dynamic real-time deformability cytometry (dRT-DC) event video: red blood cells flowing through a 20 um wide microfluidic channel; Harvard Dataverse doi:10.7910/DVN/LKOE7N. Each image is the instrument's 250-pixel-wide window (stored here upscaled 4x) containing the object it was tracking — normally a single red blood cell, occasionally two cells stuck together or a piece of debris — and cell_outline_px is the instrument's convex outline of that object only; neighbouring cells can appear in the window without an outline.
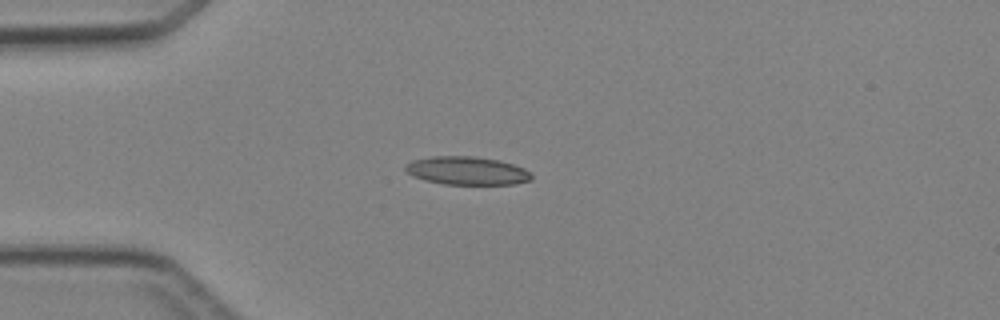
{"species": "Egyptian fruit bat (a non-hibernating species)", "species_latin": "Rousettus aegyptiacus", "temperature_condition": "cold", "stored_images_in_passage": 2, "camera_frame_rate_fps": 3000, "um_per_image_px": 0.085, "animal": {"sex": "female"}, "frame": {"image": 1, "passage_image": 2, "time_ms": 2.0, "image_size_px": [1000, 320], "cell_outline_px": [[532, 180], [516, 184], [444, 184], [412, 176], [404, 168], [404, 164], [412, 160], [432, 156], [476, 156], [500, 160], [524, 168], [532, 176]], "centroid_in_image_um": [39.69, 14.5], "position_along_channel_um": 45.3, "area_um2": 20.75}}